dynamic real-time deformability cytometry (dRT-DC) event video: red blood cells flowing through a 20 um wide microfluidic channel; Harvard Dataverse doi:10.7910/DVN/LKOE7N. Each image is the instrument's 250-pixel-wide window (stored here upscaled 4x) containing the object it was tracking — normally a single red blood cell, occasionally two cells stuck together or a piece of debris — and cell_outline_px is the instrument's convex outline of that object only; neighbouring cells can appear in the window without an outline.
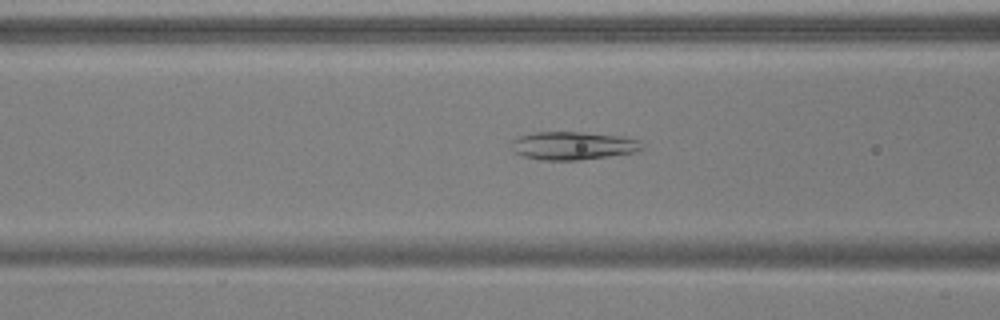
{"species": "common noctule bat (a hibernating species)", "species_latin": "Nyctalus noctula", "temperature_condition": "warm", "stored_images_in_passage": 52, "camera_frame_rate_fps": 3000, "um_per_image_px": 0.085, "animal": {"sex": "male", "body_mass_g": 17.9, "forearm_length_mm": 54.2}, "frame": {"image": 1, "passage_image": 21, "time_ms": 6.667, "image_size_px": [1000, 320], "cell_outline_px": [[644, 148], [636, 152], [580, 160], [540, 160], [520, 156], [512, 152], [512, 140], [520, 136], [532, 132], [580, 132], [620, 136], [640, 140]], "centroid_in_image_um": [48.67, 12.39], "position_along_channel_um": 117.9, "area_um2": 21.56}}
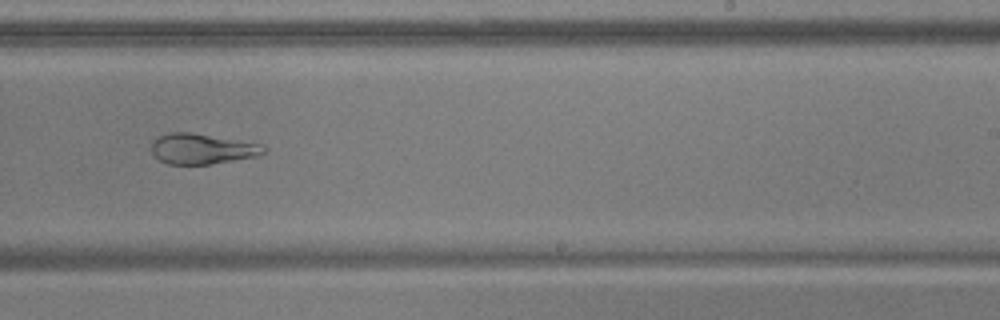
{"frame": {"image": 2, "passage_image": 33, "time_ms": 10.667, "image_size_px": [1000, 320], "cell_outline_px": [[268, 148], [260, 156], [208, 164], [168, 164], [160, 160], [152, 152], [152, 140], [156, 136], [168, 132], [192, 132], [260, 144]], "centroid_in_image_um": [17.16, 12.64], "position_along_channel_um": 271.8, "area_um2": 19.94}}
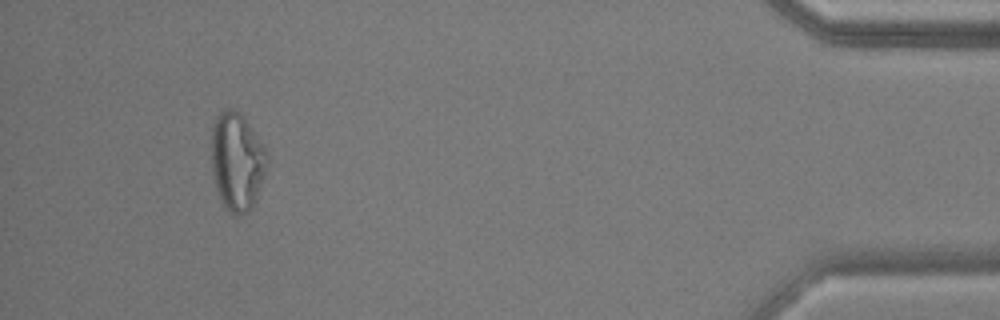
{"frame": {"image": 3, "passage_image": 49, "time_ms": 16.0, "image_size_px": [1000, 320], "cell_outline_px": [[268, 164], [264, 176], [252, 208], [248, 212], [240, 216], [236, 216], [224, 208], [212, 176], [212, 128], [216, 116], [224, 108], [232, 108], [240, 112], [244, 116], [260, 140], [264, 148]], "centroid_in_image_um": [20.13, 13.72], "position_along_channel_um": 415.1, "area_um2": 31.91}, "authors_computed_cell_mechanics": {"area_um2": 29.1601, "velocity_mm_per_s": 3.8476, "shape_relaxation_time_tau1_ms": null, "shape_relaxation_time_tau2_ms": 1.5059, "deformation_change_tau1": null, "deformation_change_tau2": 0.0891}}